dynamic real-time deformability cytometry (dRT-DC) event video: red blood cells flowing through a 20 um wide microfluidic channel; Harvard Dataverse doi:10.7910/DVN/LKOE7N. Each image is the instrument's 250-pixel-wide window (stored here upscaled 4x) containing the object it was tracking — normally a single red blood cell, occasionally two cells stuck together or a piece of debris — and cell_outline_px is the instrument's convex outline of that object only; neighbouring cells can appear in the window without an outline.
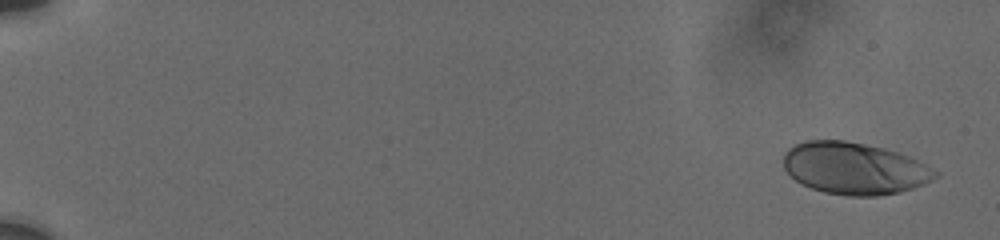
{"species": "human", "species_latin": "Homo sapiens", "temperature_condition": "cold", "stored_images_in_passage": 56, "camera_frame_rate_fps": 3000, "um_per_image_px": 0.085, "donor": {"sex": "male"}, "frame": {"image": 1, "passage_image": 1, "time_ms": 0.0, "image_size_px": [1000, 240], "cell_outline_px": [[940, 176], [924, 184], [900, 192], [880, 196], [848, 196], [824, 192], [812, 188], [796, 180], [784, 168], [784, 152], [788, 148], [804, 140], [844, 140], [884, 148], [900, 152], [940, 172]], "centroid_in_image_um": [72.65, 14.31], "position_along_channel_um": 12.4, "area_um2": 46.01}}
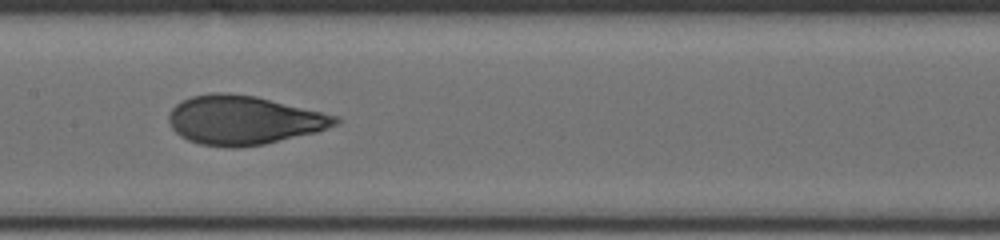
{"frame": {"image": 2, "passage_image": 30, "time_ms": 9.667, "image_size_px": [1000, 240], "cell_outline_px": [[340, 120], [336, 124], [316, 132], [264, 144], [236, 148], [228, 148], [200, 144], [188, 140], [180, 136], [172, 128], [168, 120], [168, 116], [172, 108], [180, 100], [192, 96], [212, 92], [228, 92], [256, 96], [340, 116]], "centroid_in_image_um": [20.68, 10.2], "position_along_channel_um": 186.7, "area_um2": 47.69}}
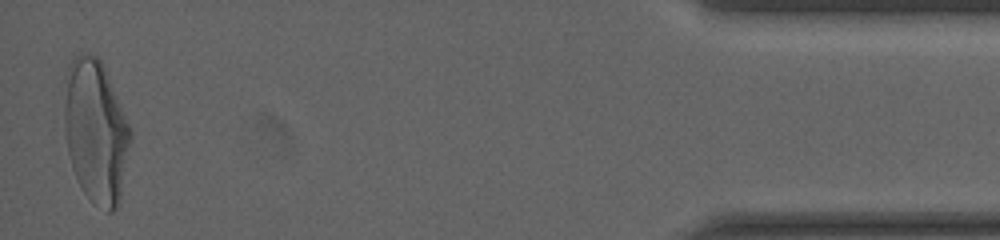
{"frame": {"image": 3, "passage_image": 56, "time_ms": 18.0, "image_size_px": [1000, 240], "cell_outline_px": [[132, 136], [120, 200], [116, 208], [112, 212], [108, 212], [92, 200], [80, 188], [72, 168], [68, 152], [64, 132], [64, 76], [68, 64], [76, 56], [84, 52], [96, 56], [100, 60], [104, 68], [132, 128]], "centroid_in_image_um": [8.13, 11.14], "position_along_channel_um": 427.1, "area_um2": 55.66}, "authors_computed_cell_mechanics": {"area_um2": 46.529, "velocity_mm_per_s": 3.7395, "shape_relaxation_time_tau1_ms": 6.1513, "shape_relaxation_time_tau2_ms": null, "deformation_change_tau1": 0.2253, "deformation_change_tau2": null}}